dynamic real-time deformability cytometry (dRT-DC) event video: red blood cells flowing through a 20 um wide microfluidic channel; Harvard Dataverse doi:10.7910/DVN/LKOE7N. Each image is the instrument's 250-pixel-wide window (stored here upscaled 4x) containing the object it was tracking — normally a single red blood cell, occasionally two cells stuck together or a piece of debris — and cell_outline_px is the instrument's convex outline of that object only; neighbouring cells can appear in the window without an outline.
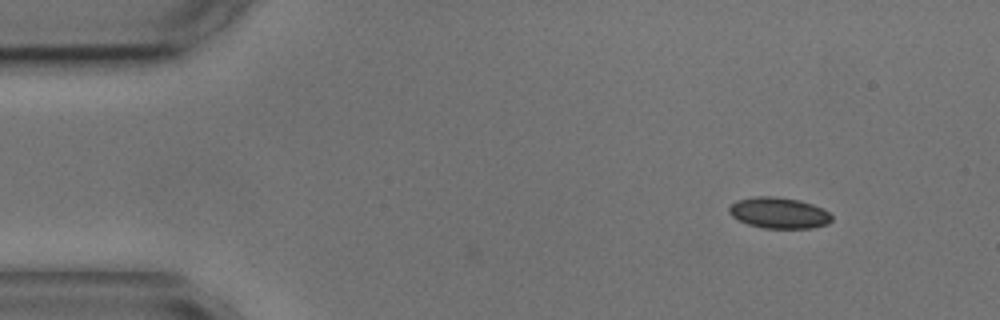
{"species": "common noctule bat (a hibernating species)", "species_latin": "Nyctalus noctula", "temperature_condition": "cold", "stored_images_in_passage": 4, "camera_frame_rate_fps": 3000, "um_per_image_px": 0.085, "animal": {"sex": "male", "body_mass_g": 17.9, "forearm_length_mm": 54.2}, "frame": {"image": 1, "passage_image": 1, "time_ms": 0.0, "image_size_px": [1000, 320], "cell_outline_px": [[832, 220], [828, 224], [812, 228], [764, 228], [748, 224], [732, 216], [728, 212], [728, 208], [736, 200], [756, 196], [776, 196], [800, 200], [824, 208], [832, 216]], "centroid_in_image_um": [66.22, 18.09], "position_along_channel_um": 18.8, "area_um2": 18.67}}
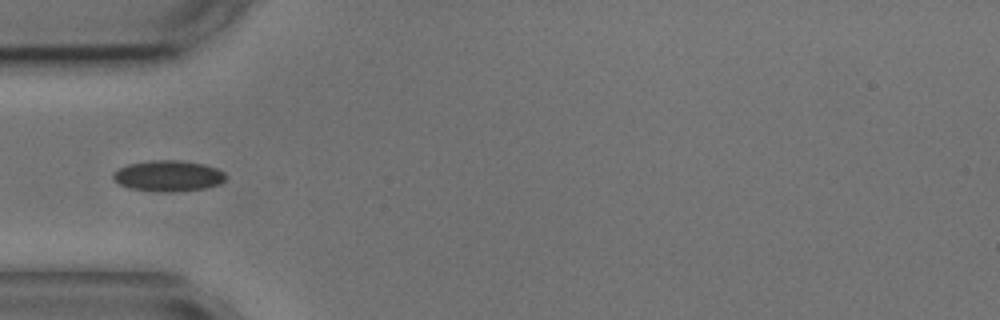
{"frame": {"image": 2, "passage_image": 4, "time_ms": 3.667, "image_size_px": [1000, 320], "cell_outline_px": [[224, 180], [220, 184], [204, 188], [172, 192], [164, 192], [128, 188], [112, 180], [112, 172], [116, 168], [128, 164], [152, 160], [180, 160], [204, 164], [216, 168], [224, 172]], "centroid_in_image_um": [14.24, 14.94], "position_along_channel_um": 70.8, "area_um2": 20.4}}